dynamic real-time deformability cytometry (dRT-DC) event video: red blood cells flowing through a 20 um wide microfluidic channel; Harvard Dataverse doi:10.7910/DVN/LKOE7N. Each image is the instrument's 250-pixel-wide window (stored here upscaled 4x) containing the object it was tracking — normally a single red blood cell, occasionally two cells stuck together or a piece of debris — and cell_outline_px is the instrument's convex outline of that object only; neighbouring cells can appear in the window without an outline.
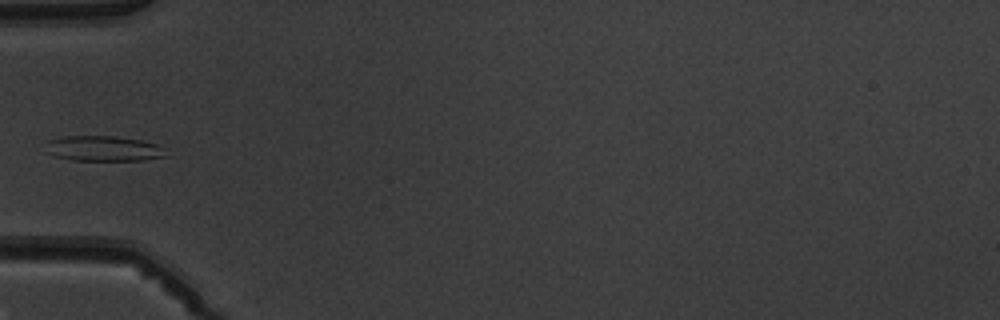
{"species": "common noctule bat (a hibernating species)", "species_latin": "Nyctalus noctula", "temperature_condition": "warm", "stored_images_in_passage": 6, "camera_frame_rate_fps": 3000, "um_per_image_px": 0.085, "animal": {"sex": "male", "body_mass_g": 19.5, "forearm_length_mm": 54.6}, "frame": {"image": 1, "passage_image": 5, "time_ms": 4.667, "image_size_px": [1000, 320], "cell_outline_px": [[168, 156], [144, 160], [72, 160], [56, 156], [44, 152], [48, 140], [68, 136], [116, 136], [140, 140], [156, 144], [164, 148]], "centroid_in_image_um": [8.8, 12.63], "position_along_channel_um": 76.2, "area_um2": 17.74}}